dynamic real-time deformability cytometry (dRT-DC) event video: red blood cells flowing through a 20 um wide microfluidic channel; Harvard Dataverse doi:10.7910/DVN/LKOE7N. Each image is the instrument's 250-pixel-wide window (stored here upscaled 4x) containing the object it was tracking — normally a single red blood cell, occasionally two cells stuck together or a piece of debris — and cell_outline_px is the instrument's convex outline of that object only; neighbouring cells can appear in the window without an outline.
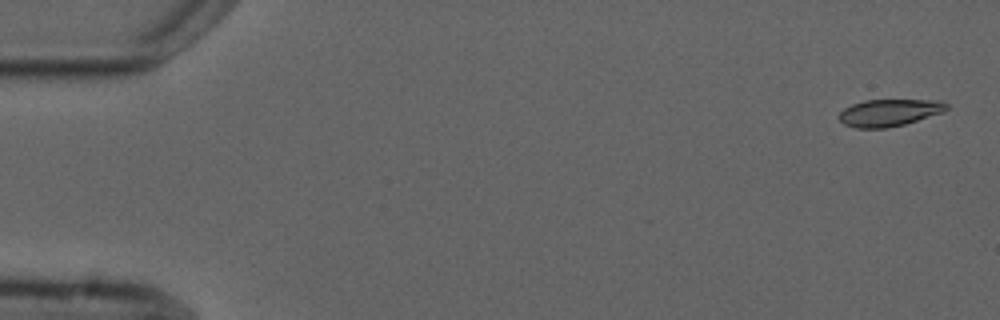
{"species": "common noctule bat (a hibernating species)", "species_latin": "Nyctalus noctula", "temperature_condition": "cold", "stored_images_in_passage": 5, "camera_frame_rate_fps": 3000, "um_per_image_px": 0.085, "animal": {"sex": "male", "forearm_length_mm": 52.5}, "frame": {"image": 1, "passage_image": 1, "time_ms": 0.0, "image_size_px": [1000, 320], "cell_outline_px": [[948, 108], [944, 112], [904, 124], [888, 128], [856, 128], [844, 124], [836, 116], [844, 108], [852, 104], [864, 100], [944, 100], [948, 104]], "centroid_in_image_um": [75.59, 9.57], "position_along_channel_um": 9.4, "area_um2": 17.11}}
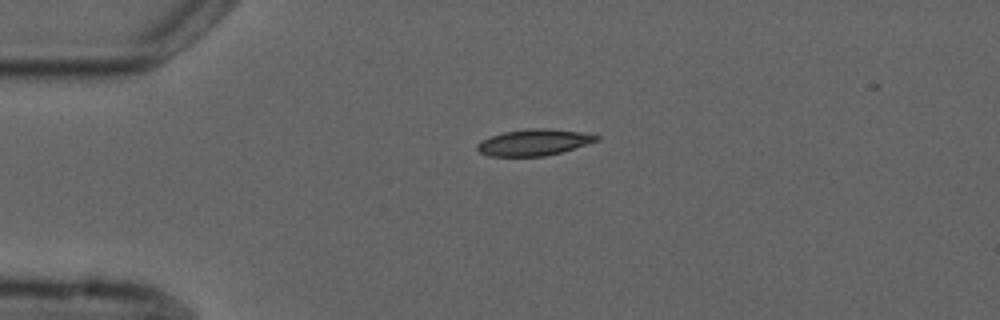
{"frame": {"image": 2, "passage_image": 4, "time_ms": 3.667, "image_size_px": [1000, 320], "cell_outline_px": [[600, 140], [560, 152], [544, 156], [488, 156], [480, 152], [476, 148], [476, 144], [480, 140], [504, 132], [532, 128], [548, 128], [580, 132], [600, 136]], "centroid_in_image_um": [45.36, 12.1], "position_along_channel_um": 39.6, "area_um2": 18.15}}